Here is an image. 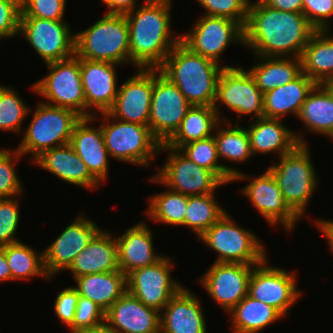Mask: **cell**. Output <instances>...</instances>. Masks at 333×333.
Wrapping results in <instances>:
<instances>
[{"label":"cell","instance_id":"cell-1","mask_svg":"<svg viewBox=\"0 0 333 333\" xmlns=\"http://www.w3.org/2000/svg\"><path fill=\"white\" fill-rule=\"evenodd\" d=\"M243 30V45L254 50L257 57L293 54L298 58L316 31L303 13L280 11L264 2L249 6Z\"/></svg>","mask_w":333,"mask_h":333},{"label":"cell","instance_id":"cell-2","mask_svg":"<svg viewBox=\"0 0 333 333\" xmlns=\"http://www.w3.org/2000/svg\"><path fill=\"white\" fill-rule=\"evenodd\" d=\"M171 1L146 0L144 5L136 6L125 14L129 28L130 62L136 67L158 69L181 41V36H173L170 32Z\"/></svg>","mask_w":333,"mask_h":333},{"label":"cell","instance_id":"cell-3","mask_svg":"<svg viewBox=\"0 0 333 333\" xmlns=\"http://www.w3.org/2000/svg\"><path fill=\"white\" fill-rule=\"evenodd\" d=\"M219 65L193 53L180 41L158 69L192 106H214L220 73L224 67H233Z\"/></svg>","mask_w":333,"mask_h":333},{"label":"cell","instance_id":"cell-4","mask_svg":"<svg viewBox=\"0 0 333 333\" xmlns=\"http://www.w3.org/2000/svg\"><path fill=\"white\" fill-rule=\"evenodd\" d=\"M75 55L92 61L130 63L126 16L107 13L89 28L75 34Z\"/></svg>","mask_w":333,"mask_h":333},{"label":"cell","instance_id":"cell-5","mask_svg":"<svg viewBox=\"0 0 333 333\" xmlns=\"http://www.w3.org/2000/svg\"><path fill=\"white\" fill-rule=\"evenodd\" d=\"M81 119L73 110L39 102L16 149L23 156L31 153L33 163L44 151L70 143L74 127Z\"/></svg>","mask_w":333,"mask_h":333},{"label":"cell","instance_id":"cell-6","mask_svg":"<svg viewBox=\"0 0 333 333\" xmlns=\"http://www.w3.org/2000/svg\"><path fill=\"white\" fill-rule=\"evenodd\" d=\"M307 146L299 144L291 152L282 155L278 164L268 167L277 180L285 202L300 218L318 185Z\"/></svg>","mask_w":333,"mask_h":333},{"label":"cell","instance_id":"cell-7","mask_svg":"<svg viewBox=\"0 0 333 333\" xmlns=\"http://www.w3.org/2000/svg\"><path fill=\"white\" fill-rule=\"evenodd\" d=\"M101 114L108 122L100 125L109 156L122 162L148 167L161 145L152 135L149 126L117 120L108 112ZM111 118L113 119L109 124Z\"/></svg>","mask_w":333,"mask_h":333},{"label":"cell","instance_id":"cell-8","mask_svg":"<svg viewBox=\"0 0 333 333\" xmlns=\"http://www.w3.org/2000/svg\"><path fill=\"white\" fill-rule=\"evenodd\" d=\"M198 240L218 252L215 262L259 264L267 258L257 236L236 225L228 213L206 230Z\"/></svg>","mask_w":333,"mask_h":333},{"label":"cell","instance_id":"cell-9","mask_svg":"<svg viewBox=\"0 0 333 333\" xmlns=\"http://www.w3.org/2000/svg\"><path fill=\"white\" fill-rule=\"evenodd\" d=\"M46 65L50 73L33 84L32 89L43 98L45 97L47 104L73 110L82 118H86V100L81 81L80 58L74 55Z\"/></svg>","mask_w":333,"mask_h":333},{"label":"cell","instance_id":"cell-10","mask_svg":"<svg viewBox=\"0 0 333 333\" xmlns=\"http://www.w3.org/2000/svg\"><path fill=\"white\" fill-rule=\"evenodd\" d=\"M163 150H169L170 156L157 175L152 176V182L161 183L186 196L213 194L214 190L224 185L211 170L200 167L179 149L162 143L159 152Z\"/></svg>","mask_w":333,"mask_h":333},{"label":"cell","instance_id":"cell-11","mask_svg":"<svg viewBox=\"0 0 333 333\" xmlns=\"http://www.w3.org/2000/svg\"><path fill=\"white\" fill-rule=\"evenodd\" d=\"M191 104L177 86L159 69H153V92L149 114V129L162 144L179 128Z\"/></svg>","mask_w":333,"mask_h":333},{"label":"cell","instance_id":"cell-12","mask_svg":"<svg viewBox=\"0 0 333 333\" xmlns=\"http://www.w3.org/2000/svg\"><path fill=\"white\" fill-rule=\"evenodd\" d=\"M69 24L42 18L20 17L19 34H23L45 64L75 55V35Z\"/></svg>","mask_w":333,"mask_h":333},{"label":"cell","instance_id":"cell-13","mask_svg":"<svg viewBox=\"0 0 333 333\" xmlns=\"http://www.w3.org/2000/svg\"><path fill=\"white\" fill-rule=\"evenodd\" d=\"M181 42L193 53L217 63L221 53L233 42H244L243 27L229 18L203 15Z\"/></svg>","mask_w":333,"mask_h":333},{"label":"cell","instance_id":"cell-14","mask_svg":"<svg viewBox=\"0 0 333 333\" xmlns=\"http://www.w3.org/2000/svg\"><path fill=\"white\" fill-rule=\"evenodd\" d=\"M263 98L264 94L257 87L255 79L243 66L224 67L219 76L213 107L218 117L217 105L220 102L238 115L253 114L251 119H258L264 113Z\"/></svg>","mask_w":333,"mask_h":333},{"label":"cell","instance_id":"cell-15","mask_svg":"<svg viewBox=\"0 0 333 333\" xmlns=\"http://www.w3.org/2000/svg\"><path fill=\"white\" fill-rule=\"evenodd\" d=\"M172 261L163 256L157 263L135 269L126 275L127 292L147 307L161 310L182 288L171 278Z\"/></svg>","mask_w":333,"mask_h":333},{"label":"cell","instance_id":"cell-16","mask_svg":"<svg viewBox=\"0 0 333 333\" xmlns=\"http://www.w3.org/2000/svg\"><path fill=\"white\" fill-rule=\"evenodd\" d=\"M267 258L254 265L249 280L248 295L274 307L283 317L301 296L296 276L284 269L268 266ZM298 289V290H297Z\"/></svg>","mask_w":333,"mask_h":333},{"label":"cell","instance_id":"cell-17","mask_svg":"<svg viewBox=\"0 0 333 333\" xmlns=\"http://www.w3.org/2000/svg\"><path fill=\"white\" fill-rule=\"evenodd\" d=\"M254 265L257 264L214 262L200 284L228 313L248 295Z\"/></svg>","mask_w":333,"mask_h":333},{"label":"cell","instance_id":"cell-18","mask_svg":"<svg viewBox=\"0 0 333 333\" xmlns=\"http://www.w3.org/2000/svg\"><path fill=\"white\" fill-rule=\"evenodd\" d=\"M138 70V73L118 87L114 105L108 113L117 120L148 126L153 69Z\"/></svg>","mask_w":333,"mask_h":333},{"label":"cell","instance_id":"cell-19","mask_svg":"<svg viewBox=\"0 0 333 333\" xmlns=\"http://www.w3.org/2000/svg\"><path fill=\"white\" fill-rule=\"evenodd\" d=\"M99 230L84 214L67 226L55 241L43 250L44 268L49 278L60 270L68 269Z\"/></svg>","mask_w":333,"mask_h":333},{"label":"cell","instance_id":"cell-20","mask_svg":"<svg viewBox=\"0 0 333 333\" xmlns=\"http://www.w3.org/2000/svg\"><path fill=\"white\" fill-rule=\"evenodd\" d=\"M243 189L259 213L271 225L281 224L290 231L300 217L285 202L277 180L269 169L255 176Z\"/></svg>","mask_w":333,"mask_h":333},{"label":"cell","instance_id":"cell-21","mask_svg":"<svg viewBox=\"0 0 333 333\" xmlns=\"http://www.w3.org/2000/svg\"><path fill=\"white\" fill-rule=\"evenodd\" d=\"M114 63L80 58V74L86 100V118L93 117L89 108L100 113L108 112L114 105L118 87Z\"/></svg>","mask_w":333,"mask_h":333},{"label":"cell","instance_id":"cell-22","mask_svg":"<svg viewBox=\"0 0 333 333\" xmlns=\"http://www.w3.org/2000/svg\"><path fill=\"white\" fill-rule=\"evenodd\" d=\"M105 323L115 333H160V312L126 291L105 312Z\"/></svg>","mask_w":333,"mask_h":333},{"label":"cell","instance_id":"cell-23","mask_svg":"<svg viewBox=\"0 0 333 333\" xmlns=\"http://www.w3.org/2000/svg\"><path fill=\"white\" fill-rule=\"evenodd\" d=\"M202 311L196 295L183 287L161 310L160 333H207Z\"/></svg>","mask_w":333,"mask_h":333},{"label":"cell","instance_id":"cell-24","mask_svg":"<svg viewBox=\"0 0 333 333\" xmlns=\"http://www.w3.org/2000/svg\"><path fill=\"white\" fill-rule=\"evenodd\" d=\"M93 117L82 118L74 127L70 144L87 165L91 175L100 183L107 179L109 154L104 143L101 125L98 129L89 126Z\"/></svg>","mask_w":333,"mask_h":333},{"label":"cell","instance_id":"cell-25","mask_svg":"<svg viewBox=\"0 0 333 333\" xmlns=\"http://www.w3.org/2000/svg\"><path fill=\"white\" fill-rule=\"evenodd\" d=\"M253 123L246 128L252 154H269L277 151L281 157L294 150L299 144L307 145L301 134H295L294 131L285 127L282 119L261 117Z\"/></svg>","mask_w":333,"mask_h":333},{"label":"cell","instance_id":"cell-26","mask_svg":"<svg viewBox=\"0 0 333 333\" xmlns=\"http://www.w3.org/2000/svg\"><path fill=\"white\" fill-rule=\"evenodd\" d=\"M33 162L68 183L90 190L99 184L70 143L44 151Z\"/></svg>","mask_w":333,"mask_h":333},{"label":"cell","instance_id":"cell-27","mask_svg":"<svg viewBox=\"0 0 333 333\" xmlns=\"http://www.w3.org/2000/svg\"><path fill=\"white\" fill-rule=\"evenodd\" d=\"M116 241L119 269L125 275L135 269L155 264L163 257L154 252L153 236L144 221L116 237Z\"/></svg>","mask_w":333,"mask_h":333},{"label":"cell","instance_id":"cell-28","mask_svg":"<svg viewBox=\"0 0 333 333\" xmlns=\"http://www.w3.org/2000/svg\"><path fill=\"white\" fill-rule=\"evenodd\" d=\"M67 270L73 273V278L120 270L115 236L113 238L110 233L101 231L100 228L85 249L75 257Z\"/></svg>","mask_w":333,"mask_h":333},{"label":"cell","instance_id":"cell-29","mask_svg":"<svg viewBox=\"0 0 333 333\" xmlns=\"http://www.w3.org/2000/svg\"><path fill=\"white\" fill-rule=\"evenodd\" d=\"M317 84L304 73L292 82L264 94L263 117L282 119L287 113L298 116L302 104Z\"/></svg>","mask_w":333,"mask_h":333},{"label":"cell","instance_id":"cell-30","mask_svg":"<svg viewBox=\"0 0 333 333\" xmlns=\"http://www.w3.org/2000/svg\"><path fill=\"white\" fill-rule=\"evenodd\" d=\"M74 279L78 294L90 299L105 312L127 291L126 275L120 270L87 274Z\"/></svg>","mask_w":333,"mask_h":333},{"label":"cell","instance_id":"cell-31","mask_svg":"<svg viewBox=\"0 0 333 333\" xmlns=\"http://www.w3.org/2000/svg\"><path fill=\"white\" fill-rule=\"evenodd\" d=\"M328 30H316L300 57L302 73L316 84L333 78V37Z\"/></svg>","mask_w":333,"mask_h":333},{"label":"cell","instance_id":"cell-32","mask_svg":"<svg viewBox=\"0 0 333 333\" xmlns=\"http://www.w3.org/2000/svg\"><path fill=\"white\" fill-rule=\"evenodd\" d=\"M220 121L213 106H191L179 128L164 144L180 149L190 142L213 136Z\"/></svg>","mask_w":333,"mask_h":333},{"label":"cell","instance_id":"cell-33","mask_svg":"<svg viewBox=\"0 0 333 333\" xmlns=\"http://www.w3.org/2000/svg\"><path fill=\"white\" fill-rule=\"evenodd\" d=\"M260 59L265 61L248 71L263 94L292 82L302 73L301 58L261 56Z\"/></svg>","mask_w":333,"mask_h":333},{"label":"cell","instance_id":"cell-34","mask_svg":"<svg viewBox=\"0 0 333 333\" xmlns=\"http://www.w3.org/2000/svg\"><path fill=\"white\" fill-rule=\"evenodd\" d=\"M297 118L308 131L333 138V98L321 84L308 94Z\"/></svg>","mask_w":333,"mask_h":333},{"label":"cell","instance_id":"cell-35","mask_svg":"<svg viewBox=\"0 0 333 333\" xmlns=\"http://www.w3.org/2000/svg\"><path fill=\"white\" fill-rule=\"evenodd\" d=\"M231 313L233 333H259L283 316L272 306L255 300L249 295L244 297Z\"/></svg>","mask_w":333,"mask_h":333},{"label":"cell","instance_id":"cell-36","mask_svg":"<svg viewBox=\"0 0 333 333\" xmlns=\"http://www.w3.org/2000/svg\"><path fill=\"white\" fill-rule=\"evenodd\" d=\"M179 150L200 167L211 170L224 184L247 178L234 167L218 163L219 156L214 136L190 142Z\"/></svg>","mask_w":333,"mask_h":333},{"label":"cell","instance_id":"cell-37","mask_svg":"<svg viewBox=\"0 0 333 333\" xmlns=\"http://www.w3.org/2000/svg\"><path fill=\"white\" fill-rule=\"evenodd\" d=\"M4 251L12 280H28L33 276L50 279L44 268L43 251L37 254L32 247L20 241L4 245Z\"/></svg>","mask_w":333,"mask_h":333},{"label":"cell","instance_id":"cell-38","mask_svg":"<svg viewBox=\"0 0 333 333\" xmlns=\"http://www.w3.org/2000/svg\"><path fill=\"white\" fill-rule=\"evenodd\" d=\"M225 213L223 207L216 202L214 193L188 196L187 211L182 226L190 227L199 238Z\"/></svg>","mask_w":333,"mask_h":333},{"label":"cell","instance_id":"cell-39","mask_svg":"<svg viewBox=\"0 0 333 333\" xmlns=\"http://www.w3.org/2000/svg\"><path fill=\"white\" fill-rule=\"evenodd\" d=\"M237 122L235 127L231 123H227V129H220L221 121L217 124L216 134H213L219 158H225L229 161L240 162L246 161L253 154L249 142V136L245 127H240ZM220 125V126H219ZM219 127V128H218Z\"/></svg>","mask_w":333,"mask_h":333},{"label":"cell","instance_id":"cell-40","mask_svg":"<svg viewBox=\"0 0 333 333\" xmlns=\"http://www.w3.org/2000/svg\"><path fill=\"white\" fill-rule=\"evenodd\" d=\"M149 199L147 214L150 219L165 224L182 225L187 211L188 196L166 189Z\"/></svg>","mask_w":333,"mask_h":333},{"label":"cell","instance_id":"cell-41","mask_svg":"<svg viewBox=\"0 0 333 333\" xmlns=\"http://www.w3.org/2000/svg\"><path fill=\"white\" fill-rule=\"evenodd\" d=\"M31 112L10 87L0 85V129L20 132L25 116Z\"/></svg>","mask_w":333,"mask_h":333},{"label":"cell","instance_id":"cell-42","mask_svg":"<svg viewBox=\"0 0 333 333\" xmlns=\"http://www.w3.org/2000/svg\"><path fill=\"white\" fill-rule=\"evenodd\" d=\"M17 150L0 149V199L14 198L22 192V185L14 165L22 158Z\"/></svg>","mask_w":333,"mask_h":333},{"label":"cell","instance_id":"cell-43","mask_svg":"<svg viewBox=\"0 0 333 333\" xmlns=\"http://www.w3.org/2000/svg\"><path fill=\"white\" fill-rule=\"evenodd\" d=\"M206 11V16L225 17L237 21L243 28L249 6L243 0H197Z\"/></svg>","mask_w":333,"mask_h":333},{"label":"cell","instance_id":"cell-44","mask_svg":"<svg viewBox=\"0 0 333 333\" xmlns=\"http://www.w3.org/2000/svg\"><path fill=\"white\" fill-rule=\"evenodd\" d=\"M17 197L0 199V246L19 242L14 237L19 226V207Z\"/></svg>","mask_w":333,"mask_h":333},{"label":"cell","instance_id":"cell-45","mask_svg":"<svg viewBox=\"0 0 333 333\" xmlns=\"http://www.w3.org/2000/svg\"><path fill=\"white\" fill-rule=\"evenodd\" d=\"M105 322V311L96 303L79 295L70 332L97 327Z\"/></svg>","mask_w":333,"mask_h":333},{"label":"cell","instance_id":"cell-46","mask_svg":"<svg viewBox=\"0 0 333 333\" xmlns=\"http://www.w3.org/2000/svg\"><path fill=\"white\" fill-rule=\"evenodd\" d=\"M66 0H27L20 17L64 20Z\"/></svg>","mask_w":333,"mask_h":333},{"label":"cell","instance_id":"cell-47","mask_svg":"<svg viewBox=\"0 0 333 333\" xmlns=\"http://www.w3.org/2000/svg\"><path fill=\"white\" fill-rule=\"evenodd\" d=\"M303 14L316 30H327L333 15V0H302ZM328 18V19H327Z\"/></svg>","mask_w":333,"mask_h":333},{"label":"cell","instance_id":"cell-48","mask_svg":"<svg viewBox=\"0 0 333 333\" xmlns=\"http://www.w3.org/2000/svg\"><path fill=\"white\" fill-rule=\"evenodd\" d=\"M79 294L74 287L62 290L56 297L54 311L68 327L73 323Z\"/></svg>","mask_w":333,"mask_h":333},{"label":"cell","instance_id":"cell-49","mask_svg":"<svg viewBox=\"0 0 333 333\" xmlns=\"http://www.w3.org/2000/svg\"><path fill=\"white\" fill-rule=\"evenodd\" d=\"M21 12L13 5L0 0V39L19 34Z\"/></svg>","mask_w":333,"mask_h":333},{"label":"cell","instance_id":"cell-50","mask_svg":"<svg viewBox=\"0 0 333 333\" xmlns=\"http://www.w3.org/2000/svg\"><path fill=\"white\" fill-rule=\"evenodd\" d=\"M269 7L278 9L280 11L302 13L303 1L302 0H264Z\"/></svg>","mask_w":333,"mask_h":333},{"label":"cell","instance_id":"cell-51","mask_svg":"<svg viewBox=\"0 0 333 333\" xmlns=\"http://www.w3.org/2000/svg\"><path fill=\"white\" fill-rule=\"evenodd\" d=\"M109 7L110 14H127L131 12L135 7V0H102Z\"/></svg>","mask_w":333,"mask_h":333},{"label":"cell","instance_id":"cell-52","mask_svg":"<svg viewBox=\"0 0 333 333\" xmlns=\"http://www.w3.org/2000/svg\"><path fill=\"white\" fill-rule=\"evenodd\" d=\"M317 227L323 233L324 237L328 240L330 249L333 252V221L328 220H316Z\"/></svg>","mask_w":333,"mask_h":333},{"label":"cell","instance_id":"cell-53","mask_svg":"<svg viewBox=\"0 0 333 333\" xmlns=\"http://www.w3.org/2000/svg\"><path fill=\"white\" fill-rule=\"evenodd\" d=\"M12 281L11 271L6 260L4 246H0V281Z\"/></svg>","mask_w":333,"mask_h":333},{"label":"cell","instance_id":"cell-54","mask_svg":"<svg viewBox=\"0 0 333 333\" xmlns=\"http://www.w3.org/2000/svg\"><path fill=\"white\" fill-rule=\"evenodd\" d=\"M71 333H115L105 322L97 327L85 328Z\"/></svg>","mask_w":333,"mask_h":333},{"label":"cell","instance_id":"cell-55","mask_svg":"<svg viewBox=\"0 0 333 333\" xmlns=\"http://www.w3.org/2000/svg\"><path fill=\"white\" fill-rule=\"evenodd\" d=\"M3 1L13 5L20 12H22L24 10V8L26 6V2H27V0H3Z\"/></svg>","mask_w":333,"mask_h":333},{"label":"cell","instance_id":"cell-56","mask_svg":"<svg viewBox=\"0 0 333 333\" xmlns=\"http://www.w3.org/2000/svg\"><path fill=\"white\" fill-rule=\"evenodd\" d=\"M321 85L328 91V93L333 98V79L326 80Z\"/></svg>","mask_w":333,"mask_h":333},{"label":"cell","instance_id":"cell-57","mask_svg":"<svg viewBox=\"0 0 333 333\" xmlns=\"http://www.w3.org/2000/svg\"><path fill=\"white\" fill-rule=\"evenodd\" d=\"M248 6H251V1L250 0H243ZM264 0H257L255 3H261Z\"/></svg>","mask_w":333,"mask_h":333}]
</instances>
